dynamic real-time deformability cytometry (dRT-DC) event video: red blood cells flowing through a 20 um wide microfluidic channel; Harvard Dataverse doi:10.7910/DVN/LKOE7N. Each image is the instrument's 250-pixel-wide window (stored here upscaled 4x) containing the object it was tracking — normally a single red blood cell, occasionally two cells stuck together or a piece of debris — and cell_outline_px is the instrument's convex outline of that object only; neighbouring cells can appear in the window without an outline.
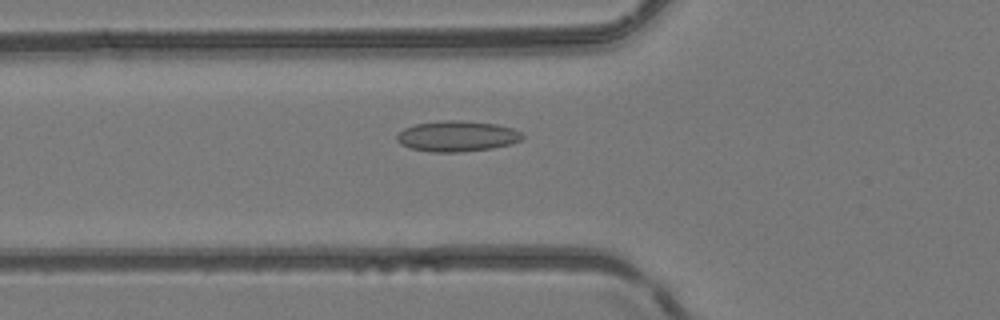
{"species": "common noctule bat (a hibernating species)", "species_latin": "Nyctalus noctula", "temperature_condition": "room temperature", "stored_images_in_passage": 38, "camera_frame_rate_fps": 3000, "um_per_image_px": 0.085, "animal": {"sex": "female", "body_mass_g": 24.6, "forearm_length_mm": 56.2}, "frame": {"image": 1, "passage_image": 16, "time_ms": 5.0, "image_size_px": [1000, 320], "cell_outline_px": [[524, 136], [520, 140], [508, 144], [492, 148], [456, 152], [432, 152], [412, 148], [400, 144], [396, 140], [396, 136], [404, 128], [416, 124], [444, 120], [460, 120], [496, 124], [512, 128], [520, 132]], "centroid_in_image_um": [38.83, 11.57], "position_along_channel_um": 87.0, "area_um2": 22.2}}
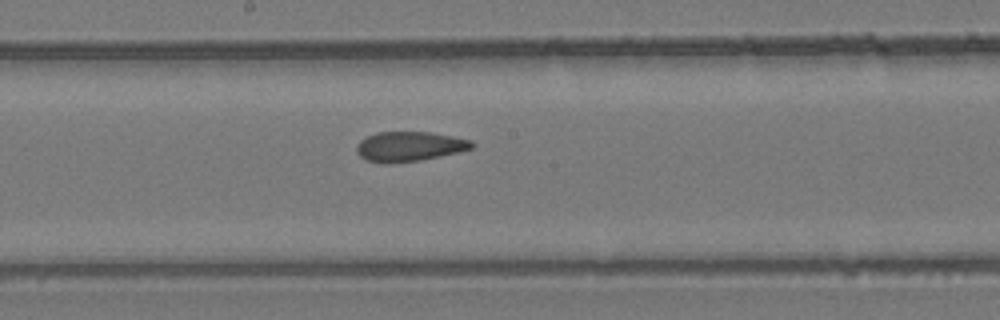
{"frame": {"image": 2, "passage_image": 25, "time_ms": 8.0, "image_size_px": [1000, 320], "cell_outline_px": [[476, 144], [472, 148], [456, 152], [420, 160], [384, 164], [364, 160], [356, 152], [356, 144], [360, 140], [376, 132], [432, 132], [472, 140]], "centroid_in_image_um": [34.75, 12.45], "position_along_channel_um": 213.4, "area_um2": 20.06}}
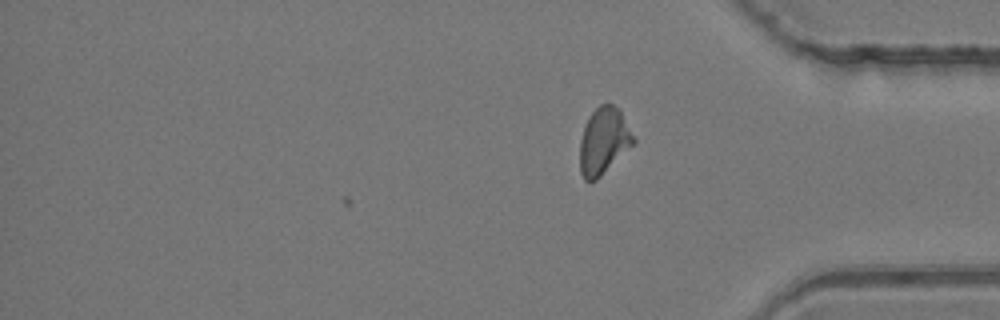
{"frame": {"image": 3, "passage_image": 38, "time_ms": 12.333, "image_size_px": [1000, 320], "cell_outline_px": [[636, 144], [596, 180], [584, 180], [580, 172], [580, 140], [588, 116], [600, 104], [612, 104], [620, 108], [636, 140]], "centroid_in_image_um": [51.35, 11.98], "position_along_channel_um": 383.9, "area_um2": 21.1}, "authors_computed_cell_mechanics": {"area_um2": 20.9236, "velocity_mm_per_s": 4.1873, "shape_relaxation_time_tau1_ms": null, "shape_relaxation_time_tau2_ms": 1.9119, "deformation_change_tau1": null, "deformation_change_tau2": 0.0924}}